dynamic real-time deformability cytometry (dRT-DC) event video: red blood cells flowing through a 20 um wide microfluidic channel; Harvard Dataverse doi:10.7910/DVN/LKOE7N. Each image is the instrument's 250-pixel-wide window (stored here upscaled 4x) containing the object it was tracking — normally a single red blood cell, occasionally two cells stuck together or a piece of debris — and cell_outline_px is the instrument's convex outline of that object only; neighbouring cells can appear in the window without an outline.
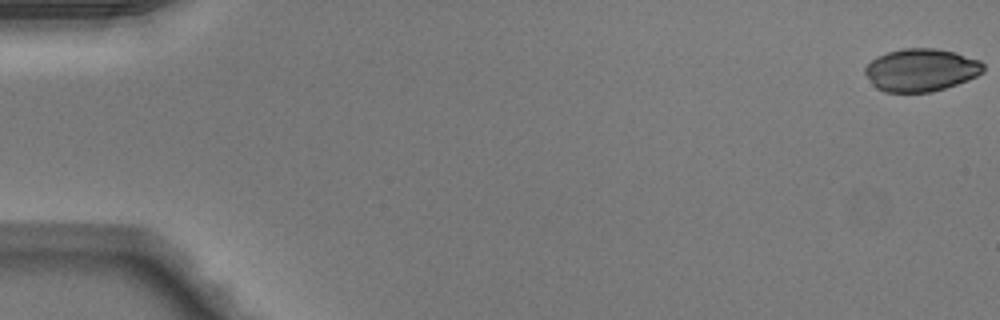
{"species": "Egyptian fruit bat (a non-hibernating species)", "species_latin": "Rousettus aegyptiacus", "temperature_condition": "warm", "stored_images_in_passage": 50, "camera_frame_rate_fps": 3000, "um_per_image_px": 0.085, "animal": {"sex": "male"}, "frame": {"image": 1, "passage_image": 1, "time_ms": 0.0, "image_size_px": [1000, 320], "cell_outline_px": [[984, 72], [968, 80], [932, 92], [884, 92], [876, 88], [872, 84], [864, 72], [864, 68], [876, 56], [888, 52], [904, 48], [936, 48], [956, 52], [980, 60], [984, 64]], "centroid_in_image_um": [78.29, 5.94], "position_along_channel_um": 6.7, "area_um2": 29.59}}
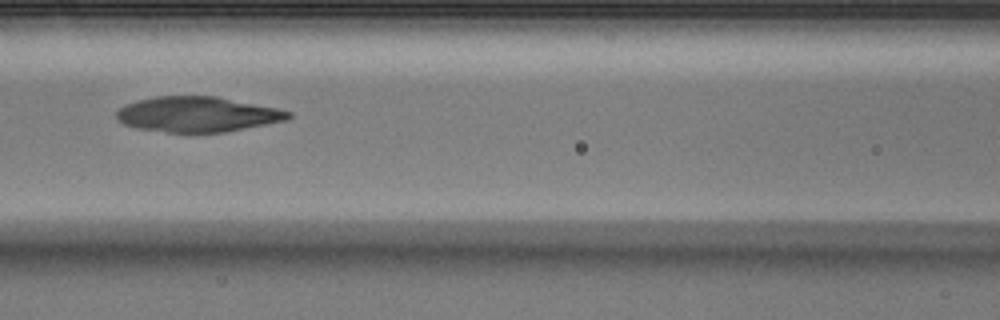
{"frame": {"image": 2, "passage_image": 23, "time_ms": 7.333, "image_size_px": [1000, 320], "cell_outline_px": [[292, 116], [284, 120], [224, 132], [168, 132], [136, 128], [124, 124], [116, 120], [116, 112], [120, 108], [128, 104], [140, 100], [156, 96], [216, 96], [276, 108], [292, 112]], "centroid_in_image_um": [16.75, 9.71], "position_along_channel_um": 149.9, "area_um2": 34.85}}
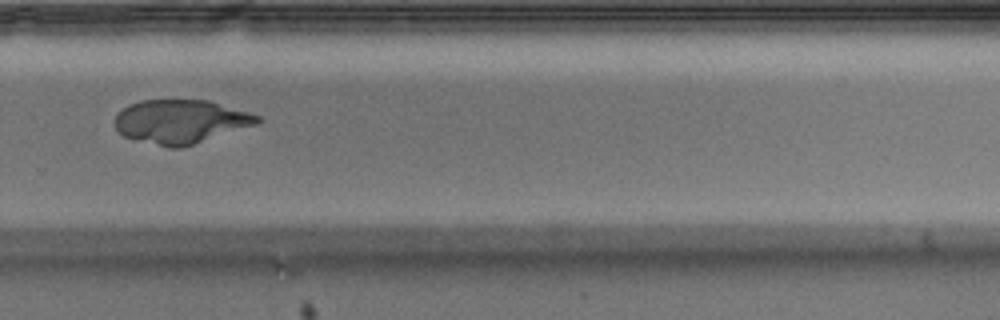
{"frame": {"image": 3, "passage_image": 35, "time_ms": 11.333, "image_size_px": [1000, 320], "cell_outline_px": [[260, 120], [256, 124], [180, 148], [168, 148], [124, 136], [116, 128], [116, 116], [128, 104], [140, 100], [208, 100], [248, 112], [260, 116]], "centroid_in_image_um": [15.34, 10.32], "position_along_channel_um": 314.5, "area_um2": 35.78}}